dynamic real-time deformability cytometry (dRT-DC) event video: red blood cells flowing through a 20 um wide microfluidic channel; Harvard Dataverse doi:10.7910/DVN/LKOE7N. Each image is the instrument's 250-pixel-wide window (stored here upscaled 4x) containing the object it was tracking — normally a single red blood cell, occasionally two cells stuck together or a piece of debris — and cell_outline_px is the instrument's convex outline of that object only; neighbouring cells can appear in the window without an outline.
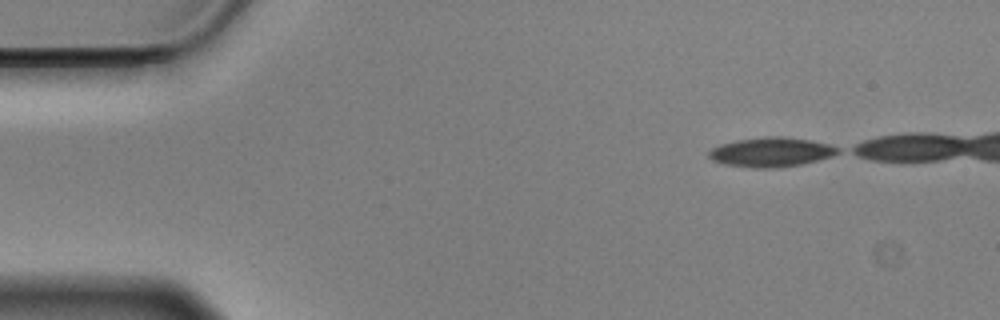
{"species": "Egyptian fruit bat (a non-hibernating species)", "species_latin": "Rousettus aegyptiacus", "temperature_condition": "cold", "stored_images_in_passage": 41, "camera_frame_rate_fps": 3000, "um_per_image_px": 0.085, "animal": {"sex": "male"}, "frame": {"image": 1, "passage_image": 1, "time_ms": 0.0, "image_size_px": [1000, 320], "cell_outline_px": [[840, 152], [832, 156], [800, 164], [776, 168], [752, 168], [724, 164], [712, 160], [708, 156], [708, 152], [712, 148], [720, 144], [736, 140], [764, 136], [784, 136], [812, 140], [828, 144], [840, 148]], "centroid_in_image_um": [65.53, 12.92], "position_along_channel_um": 19.5, "area_um2": 22.25}}
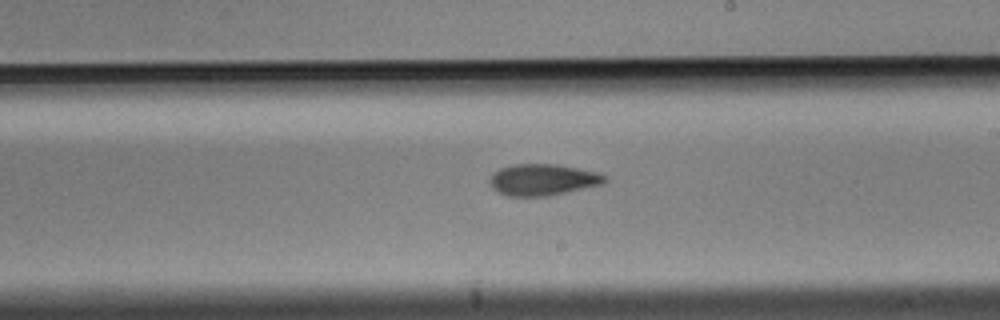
{"frame": {"image": 2, "passage_image": 27, "time_ms": 8.667, "image_size_px": [1000, 320], "cell_outline_px": [[608, 180], [604, 184], [548, 196], [508, 196], [492, 188], [488, 184], [488, 180], [492, 172], [500, 168], [512, 164], [556, 164], [600, 172], [608, 176]], "centroid_in_image_um": [46.15, 15.27], "position_along_channel_um": 242.8, "area_um2": 21.44}}
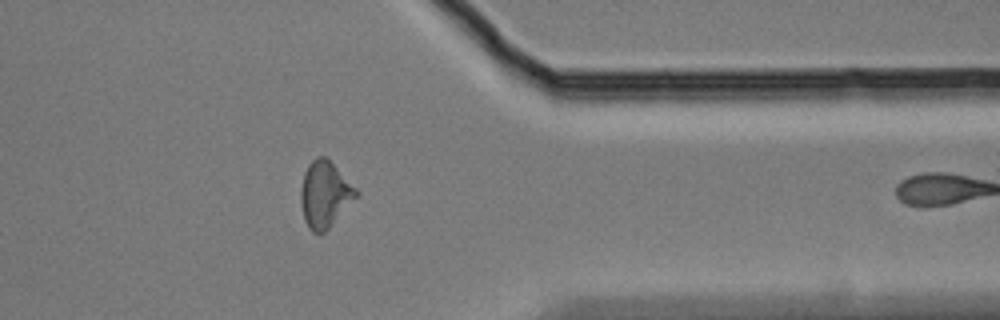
{"frame": {"image": 3, "passage_image": 40, "time_ms": 13.0, "image_size_px": [1000, 320], "cell_outline_px": [[360, 192], [328, 228], [324, 232], [312, 232], [308, 228], [304, 220], [300, 204], [300, 188], [304, 172], [308, 164], [316, 156], [324, 156]], "centroid_in_image_um": [27.56, 16.51], "position_along_channel_um": 383.8, "area_um2": 20.98}}